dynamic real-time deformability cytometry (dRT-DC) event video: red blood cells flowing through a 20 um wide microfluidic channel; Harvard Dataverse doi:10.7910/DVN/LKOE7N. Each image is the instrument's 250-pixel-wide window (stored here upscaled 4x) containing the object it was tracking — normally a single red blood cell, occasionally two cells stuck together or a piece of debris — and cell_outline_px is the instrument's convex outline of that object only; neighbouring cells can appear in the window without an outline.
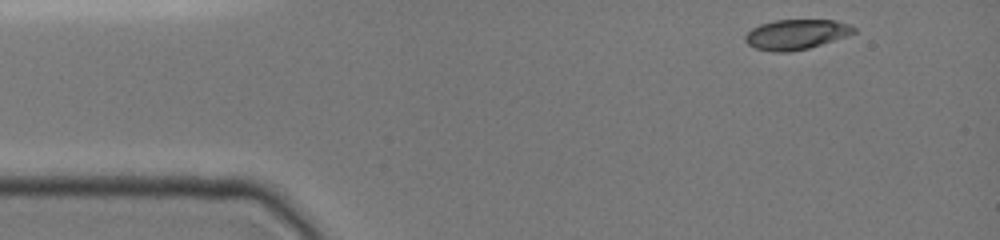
{"species": "common noctule bat (a hibernating species)", "species_latin": "Nyctalus noctula", "temperature_condition": "cold", "stored_images_in_passage": 26, "camera_frame_rate_fps": 3000, "um_per_image_px": 0.085, "animal": {"sex": "female", "body_mass_g": 19.0, "forearm_length_mm": 51.5}, "frame": {"image": 1, "passage_image": 1, "time_ms": 0.0, "image_size_px": [1000, 240], "cell_outline_px": [[856, 32], [808, 48], [788, 52], [772, 52], [756, 48], [748, 44], [744, 40], [744, 36], [752, 28], [760, 24], [772, 20], [836, 20], [848, 24], [856, 28]], "centroid_in_image_um": [67.63, 2.91], "position_along_channel_um": 17.4, "area_um2": 18.84}}
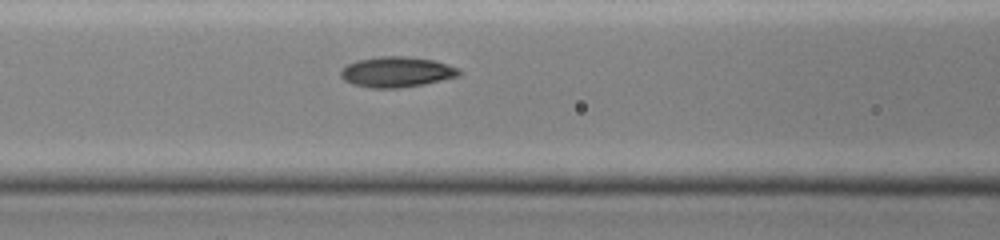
{"frame": {"image": 2, "passage_image": 15, "time_ms": 5.0, "image_size_px": [1000, 240], "cell_outline_px": [[464, 72], [460, 76], [424, 84], [400, 88], [372, 88], [352, 84], [344, 80], [340, 76], [340, 72], [348, 64], [356, 60], [380, 56], [408, 56], [432, 60], [448, 64], [460, 68]], "centroid_in_image_um": [33.76, 6.11], "position_along_channel_um": 132.8, "area_um2": 21.21}}
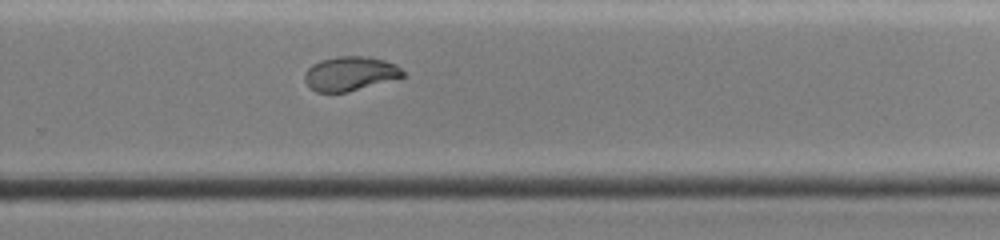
{"frame": {"image": 3, "passage_image": 26, "time_ms": 9.333, "image_size_px": [1000, 240], "cell_outline_px": [[404, 76], [348, 92], [316, 92], [304, 80], [304, 72], [312, 64], [320, 60], [336, 56], [368, 56], [384, 60], [396, 64], [404, 72]], "centroid_in_image_um": [29.73, 6.24], "position_along_channel_um": 300.1, "area_um2": 19.54}}